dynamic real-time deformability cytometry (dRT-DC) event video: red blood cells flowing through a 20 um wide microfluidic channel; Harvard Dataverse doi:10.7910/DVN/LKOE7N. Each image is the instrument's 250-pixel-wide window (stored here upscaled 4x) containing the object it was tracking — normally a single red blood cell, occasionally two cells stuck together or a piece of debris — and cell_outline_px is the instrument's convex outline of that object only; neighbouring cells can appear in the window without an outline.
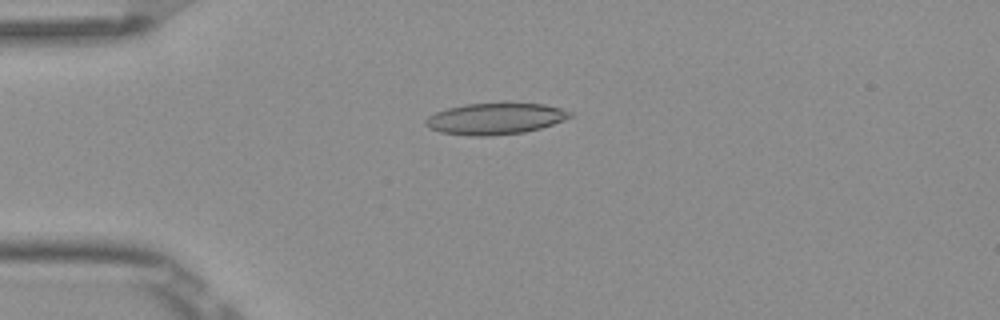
{"species": "Egyptian fruit bat (a non-hibernating species)", "species_latin": "Rousettus aegyptiacus", "temperature_condition": "room temperature", "stored_images_in_passage": 6, "camera_frame_rate_fps": 3000, "um_per_image_px": 0.085, "frame": {"image": 1, "passage_image": 4, "time_ms": 1.0, "image_size_px": [1000, 320], "cell_outline_px": [[572, 116], [564, 120], [540, 128], [524, 132], [488, 136], [472, 136], [440, 132], [428, 128], [424, 124], [424, 120], [428, 116], [436, 112], [448, 108], [464, 104], [544, 104], [560, 108], [572, 112]], "centroid_in_image_um": [42.05, 10.1], "position_along_channel_um": 42.9, "area_um2": 26.13}}
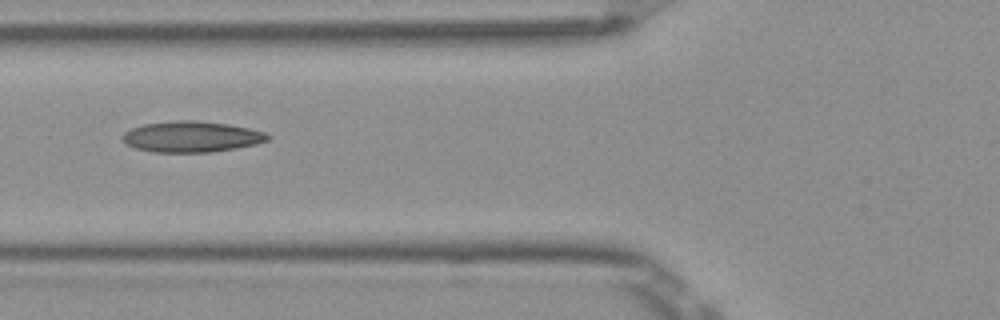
{"frame": {"image": 2, "passage_image": 6, "time_ms": 1.667, "image_size_px": [1000, 320], "cell_outline_px": [[272, 136], [268, 140], [256, 144], [236, 148], [212, 152], [152, 152], [136, 148], [128, 144], [120, 136], [124, 132], [132, 128], [144, 124], [180, 120], [192, 120], [228, 124], [248, 128], [264, 132]], "centroid_in_image_um": [16.29, 11.62], "position_along_channel_um": 109.5, "area_um2": 26.01}}